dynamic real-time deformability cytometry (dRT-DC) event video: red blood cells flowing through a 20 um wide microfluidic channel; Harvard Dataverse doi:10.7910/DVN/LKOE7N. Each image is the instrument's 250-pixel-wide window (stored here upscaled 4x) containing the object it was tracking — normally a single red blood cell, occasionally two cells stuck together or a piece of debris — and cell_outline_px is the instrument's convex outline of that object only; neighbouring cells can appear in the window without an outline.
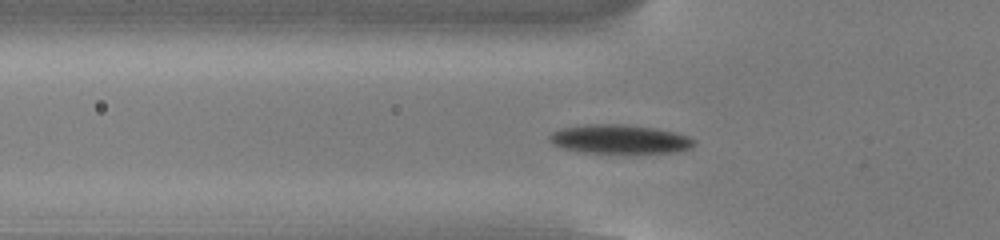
{"species": "common noctule bat (a hibernating species)", "species_latin": "Nyctalus noctula", "temperature_condition": "cold", "stored_images_in_passage": 52, "camera_frame_rate_fps": 3000, "um_per_image_px": 0.085, "animal": {"sex": "male", "body_mass_g": 13.0, "forearm_length_mm": 53.1}, "frame": {"image": 1, "passage_image": 17, "time_ms": 5.333, "image_size_px": [1000, 240], "cell_outline_px": [[696, 144], [692, 148], [676, 152], [584, 152], [564, 148], [552, 144], [548, 140], [548, 136], [552, 132], [560, 128], [588, 124], [628, 124], [656, 128], [688, 136], [696, 140]], "centroid_in_image_um": [52.67, 11.81], "position_along_channel_um": 73.1, "area_um2": 24.33}}
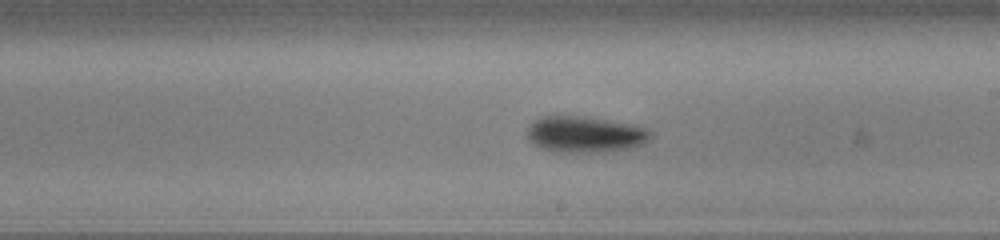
{"frame": {"image": 2, "passage_image": 30, "time_ms": 9.667, "image_size_px": [1000, 240], "cell_outline_px": [[652, 136], [644, 144], [632, 148], [604, 152], [552, 152], [540, 148], [532, 144], [528, 136], [528, 128], [536, 120], [544, 116], [584, 116], [632, 124], [648, 128], [652, 132]], "centroid_in_image_um": [49.77, 11.44], "position_along_channel_um": 239.2, "area_um2": 26.24}}
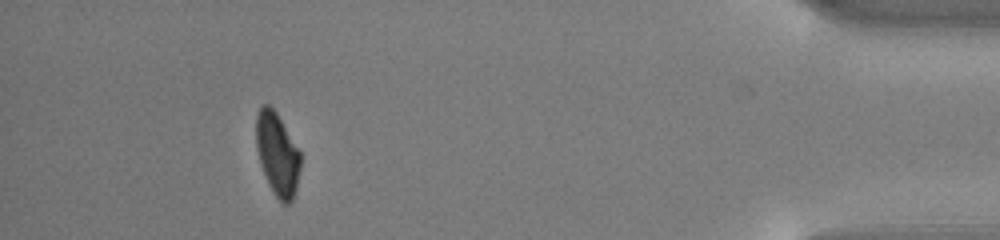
{"frame": {"image": 3, "passage_image": 48, "time_ms": 15.667, "image_size_px": [1000, 240], "cell_outline_px": [[300, 168], [296, 188], [292, 200], [288, 204], [280, 204], [272, 192], [268, 184], [260, 164], [256, 148], [256, 116], [260, 108], [264, 104], [268, 104], [276, 112], [300, 152]], "centroid_in_image_um": [23.56, 13.14], "position_along_channel_um": 411.6, "area_um2": 21.39}, "authors_computed_cell_mechanics": {"area_um2": 23.0333, "velocity_mm_per_s": 3.8403, "shape_relaxation_time_tau1_ms": 2.1596, "shape_relaxation_time_tau2_ms": null, "deformation_change_tau1": 0.0986, "deformation_change_tau2": null}}